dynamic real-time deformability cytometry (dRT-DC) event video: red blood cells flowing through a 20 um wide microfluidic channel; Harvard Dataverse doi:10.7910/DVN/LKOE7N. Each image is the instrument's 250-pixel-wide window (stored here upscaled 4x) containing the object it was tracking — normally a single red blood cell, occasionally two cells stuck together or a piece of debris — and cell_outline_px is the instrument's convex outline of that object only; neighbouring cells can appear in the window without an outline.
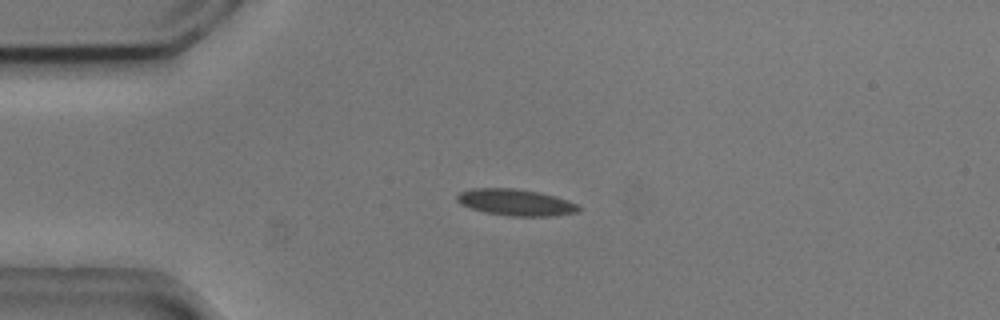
{"species": "common noctule bat (a hibernating species)", "species_latin": "Nyctalus noctula", "temperature_condition": "cold", "stored_images_in_passage": 3, "camera_frame_rate_fps": 3000, "um_per_image_px": 0.085, "animal": {"sex": "male", "body_mass_g": 20.5, "forearm_length_mm": 52.5}, "frame": {"image": 1, "passage_image": 1, "time_ms": 0.0, "image_size_px": [1000, 320], "cell_outline_px": [[580, 208], [576, 212], [556, 216], [508, 216], [484, 212], [460, 204], [456, 200], [456, 196], [460, 192], [472, 188], [516, 188], [540, 192], [556, 196], [568, 200], [576, 204]], "centroid_in_image_um": [43.83, 17.2], "position_along_channel_um": 41.2, "area_um2": 18.9}}